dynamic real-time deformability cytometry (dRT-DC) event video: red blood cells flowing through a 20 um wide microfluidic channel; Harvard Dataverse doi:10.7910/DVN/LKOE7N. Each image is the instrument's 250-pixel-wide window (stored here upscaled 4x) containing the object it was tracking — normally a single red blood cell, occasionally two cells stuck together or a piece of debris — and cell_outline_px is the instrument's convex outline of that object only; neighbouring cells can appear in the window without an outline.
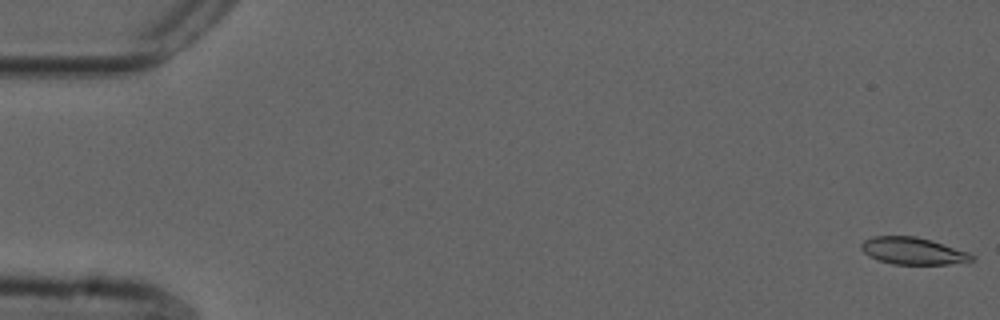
{"species": "common noctule bat (a hibernating species)", "species_latin": "Nyctalus noctula", "temperature_condition": "cold", "stored_images_in_passage": 56, "camera_frame_rate_fps": 3000, "um_per_image_px": 0.085, "animal": {"sex": "male", "forearm_length_mm": 52.5}, "frame": {"image": 1, "passage_image": 1, "time_ms": 0.0, "image_size_px": [1000, 320], "cell_outline_px": [[976, 260], [948, 264], [892, 264], [868, 256], [860, 248], [860, 244], [864, 240], [872, 236], [916, 236], [932, 240], [968, 252], [976, 256]], "centroid_in_image_um": [77.6, 21.32], "position_along_channel_um": 7.4, "area_um2": 17.51}}
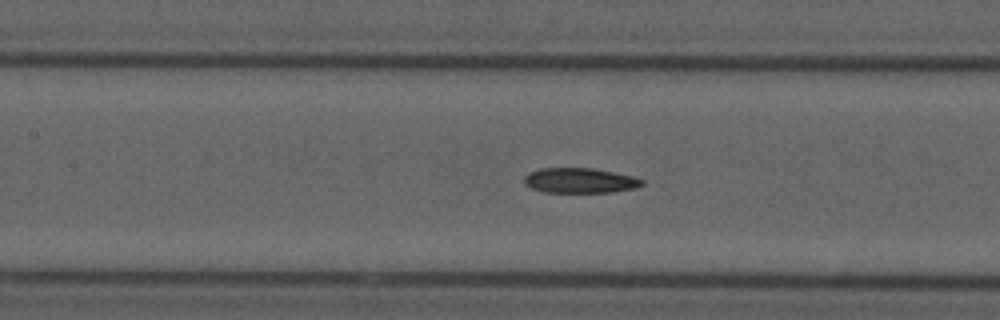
{"frame": {"image": 2, "passage_image": 25, "time_ms": 8.0, "image_size_px": [1000, 320], "cell_outline_px": [[644, 184], [636, 188], [612, 192], [544, 192], [532, 188], [524, 184], [524, 176], [528, 172], [540, 168], [592, 168], [632, 176], [644, 180]], "centroid_in_image_um": [49.27, 15.34], "position_along_channel_um": 158.1, "area_um2": 17.22}}
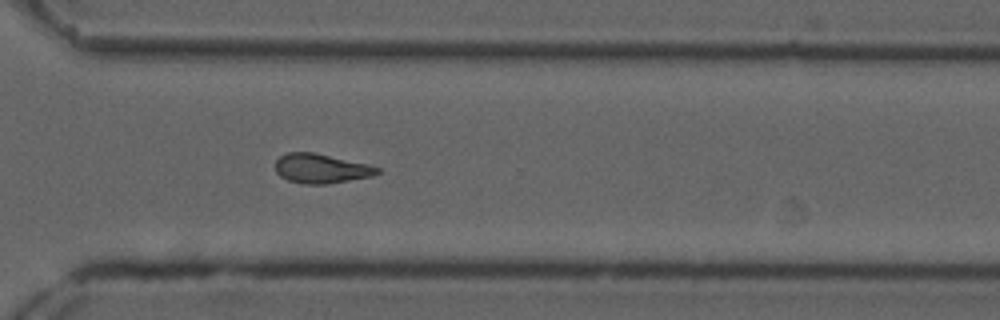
{"frame": {"image": 3, "passage_image": 40, "time_ms": 13.0, "image_size_px": [1000, 320], "cell_outline_px": [[380, 172], [372, 176], [328, 184], [304, 184], [288, 180], [280, 176], [276, 172], [276, 160], [280, 156], [288, 152], [312, 152], [368, 164], [380, 168]], "centroid_in_image_um": [27.29, 14.33], "position_along_channel_um": 343.3, "area_um2": 17.4}, "authors_computed_cell_mechanics": {"area_um2": 17.8602, "velocity_mm_per_s": 3.7153, "shape_relaxation_time_tau1_ms": null, "shape_relaxation_time_tau2_ms": 7.2604, "deformation_change_tau1": null, "deformation_change_tau2": 0.1469}}